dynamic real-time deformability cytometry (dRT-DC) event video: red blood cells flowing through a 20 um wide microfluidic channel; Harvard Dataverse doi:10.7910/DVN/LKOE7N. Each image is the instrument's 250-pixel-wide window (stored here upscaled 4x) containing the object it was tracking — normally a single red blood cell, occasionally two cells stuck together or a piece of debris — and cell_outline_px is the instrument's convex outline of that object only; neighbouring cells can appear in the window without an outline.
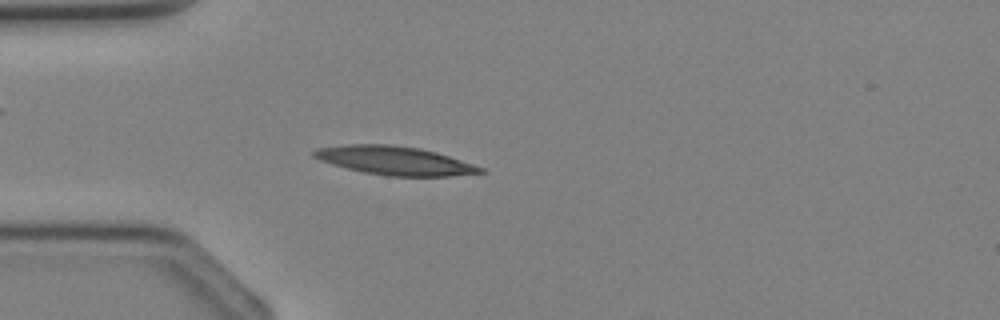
{"species": "Egyptian fruit bat (a non-hibernating species)", "species_latin": "Rousettus aegyptiacus", "temperature_condition": "cold", "stored_images_in_passage": 35, "camera_frame_rate_fps": 3000, "um_per_image_px": 0.085, "animal": {"sex": "female"}, "frame": {"image": 1, "passage_image": 9, "time_ms": 2.667, "image_size_px": [1000, 320], "cell_outline_px": [[488, 172], [452, 176], [388, 176], [364, 172], [332, 164], [320, 160], [312, 156], [312, 152], [316, 148], [348, 144], [392, 144], [420, 148], [436, 152], [484, 168]], "centroid_in_image_um": [33.55, 13.64], "position_along_channel_um": 51.4, "area_um2": 27.69}}
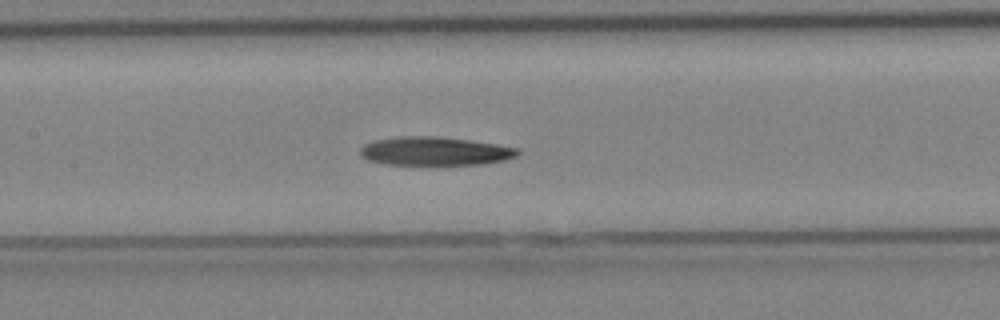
{"frame": {"image": 2, "passage_image": 16, "time_ms": 5.0, "image_size_px": [1000, 320], "cell_outline_px": [[520, 152], [516, 156], [504, 160], [480, 164], [384, 164], [368, 160], [360, 156], [360, 148], [364, 144], [372, 140], [400, 136], [436, 136], [468, 140], [496, 144], [520, 148]], "centroid_in_image_um": [36.93, 12.84], "position_along_channel_um": 170.5, "area_um2": 26.18}}
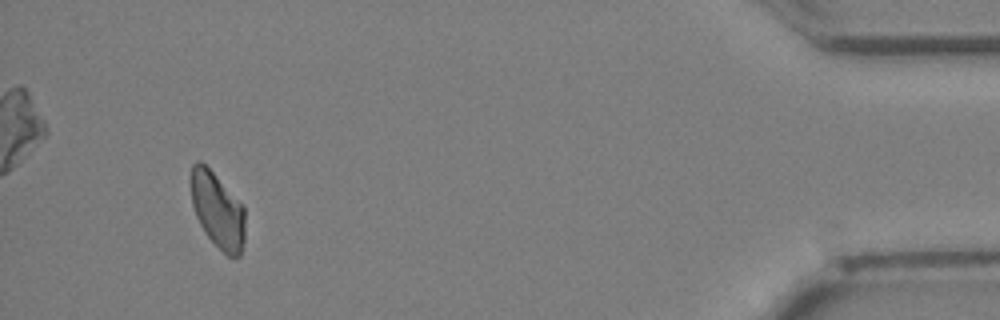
{"frame": {"image": 3, "passage_image": 33, "time_ms": 10.667, "image_size_px": [1000, 320], "cell_outline_px": [[244, 240], [240, 256], [228, 256], [204, 232], [196, 216], [192, 204], [188, 180], [192, 164], [196, 160], [200, 160], [244, 204]], "centroid_in_image_um": [18.46, 17.81], "position_along_channel_um": 416.7, "area_um2": 24.1}}